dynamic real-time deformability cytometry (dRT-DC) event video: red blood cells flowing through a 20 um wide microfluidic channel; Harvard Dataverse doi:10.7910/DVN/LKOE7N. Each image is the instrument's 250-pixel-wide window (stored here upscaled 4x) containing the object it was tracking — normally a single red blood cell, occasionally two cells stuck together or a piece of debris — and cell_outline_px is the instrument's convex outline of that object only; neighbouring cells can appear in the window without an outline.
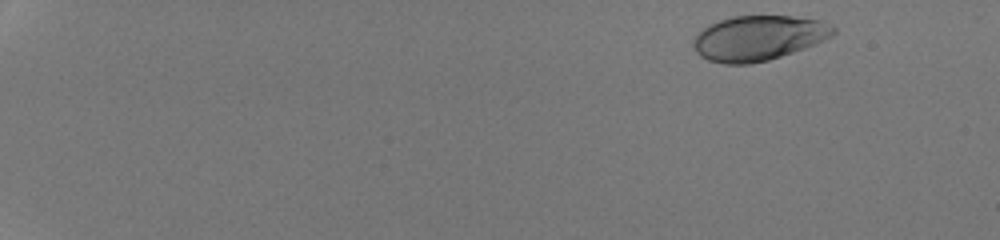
{"species": "human", "species_latin": "Homo sapiens", "temperature_condition": "room temperature", "stored_images_in_passage": 31, "camera_frame_rate_fps": 3000, "um_per_image_px": 0.085, "donor": {"sex": "male"}, "frame": {"image": 1, "passage_image": 2, "time_ms": 0.333, "image_size_px": [1000, 240], "cell_outline_px": [[836, 32], [832, 36], [816, 44], [768, 60], [748, 64], [724, 64], [708, 60], [700, 56], [696, 52], [692, 44], [692, 40], [696, 32], [700, 28], [708, 24], [732, 16], [792, 16], [820, 20], [836, 28]], "centroid_in_image_um": [64.42, 3.23], "position_along_channel_um": 20.6, "area_um2": 36.93}}
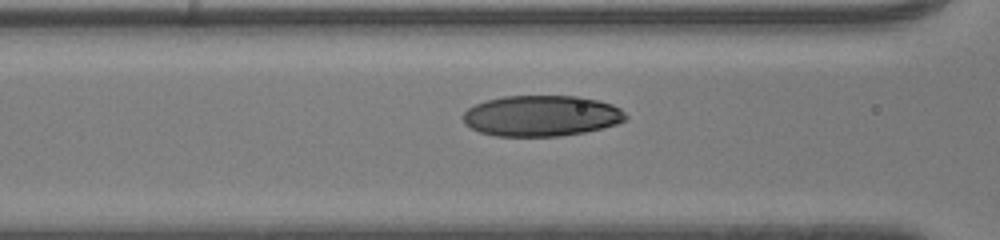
{"frame": {"image": 2, "passage_image": 22, "time_ms": 7.0, "image_size_px": [1000, 240], "cell_outline_px": [[628, 120], [616, 124], [584, 132], [560, 136], [496, 136], [480, 132], [464, 124], [464, 112], [468, 108], [476, 104], [488, 100], [504, 96], [580, 96], [612, 104], [620, 108], [628, 116]], "centroid_in_image_um": [46.04, 9.84], "position_along_channel_um": 120.6, "area_um2": 38.67}}
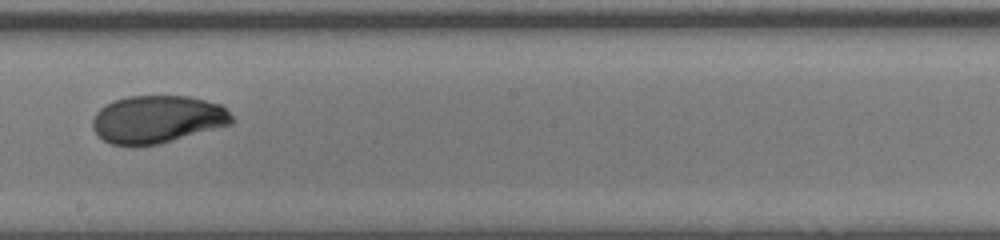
{"frame": {"image": 3, "passage_image": 30, "time_ms": 9.667, "image_size_px": [1000, 240], "cell_outline_px": [[232, 124], [160, 144], [112, 144], [104, 140], [92, 128], [92, 120], [96, 112], [100, 108], [112, 100], [128, 96], [188, 96], [220, 104], [232, 116]], "centroid_in_image_um": [13.36, 10.12], "position_along_channel_um": 234.8, "area_um2": 38.32}}